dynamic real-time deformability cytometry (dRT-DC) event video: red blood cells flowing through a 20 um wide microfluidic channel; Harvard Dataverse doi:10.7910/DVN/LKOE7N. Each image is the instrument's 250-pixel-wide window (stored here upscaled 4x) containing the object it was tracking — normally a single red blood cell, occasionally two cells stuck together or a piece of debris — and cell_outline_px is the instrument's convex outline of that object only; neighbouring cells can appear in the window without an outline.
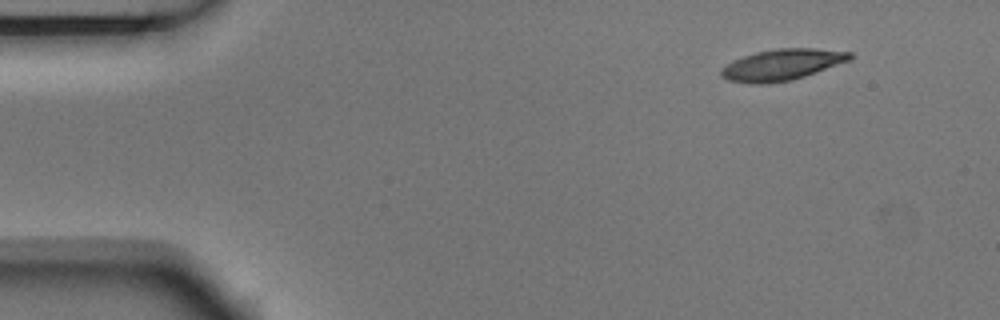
{"species": "Egyptian fruit bat (a non-hibernating species)", "species_latin": "Rousettus aegyptiacus", "temperature_condition": "room temperature", "stored_images_in_passage": 4, "camera_frame_rate_fps": 3000, "um_per_image_px": 0.085, "animal": {"sex": "male"}, "frame": {"image": 1, "passage_image": 1, "time_ms": 0.0, "image_size_px": [1000, 320], "cell_outline_px": [[852, 56], [848, 60], [816, 72], [792, 80], [768, 84], [752, 84], [728, 80], [720, 76], [720, 68], [732, 60], [756, 52], [776, 48], [812, 48], [852, 52]], "centroid_in_image_um": [66.4, 5.51], "position_along_channel_um": 18.6, "area_um2": 23.35}}
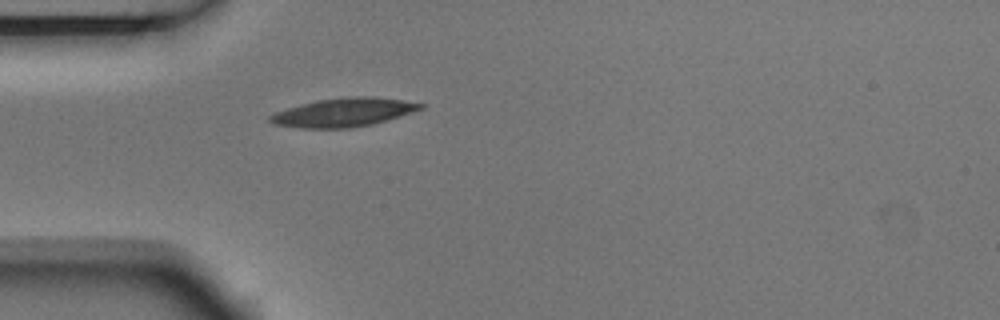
{"frame": {"image": 2, "passage_image": 4, "time_ms": 1.0, "image_size_px": [1000, 320], "cell_outline_px": [[424, 108], [412, 112], [372, 124], [348, 128], [300, 128], [272, 124], [268, 120], [268, 116], [276, 112], [300, 104], [320, 100], [352, 96], [376, 96], [424, 104]], "centroid_in_image_um": [29.17, 9.55], "position_along_channel_um": 55.8, "area_um2": 24.85}}